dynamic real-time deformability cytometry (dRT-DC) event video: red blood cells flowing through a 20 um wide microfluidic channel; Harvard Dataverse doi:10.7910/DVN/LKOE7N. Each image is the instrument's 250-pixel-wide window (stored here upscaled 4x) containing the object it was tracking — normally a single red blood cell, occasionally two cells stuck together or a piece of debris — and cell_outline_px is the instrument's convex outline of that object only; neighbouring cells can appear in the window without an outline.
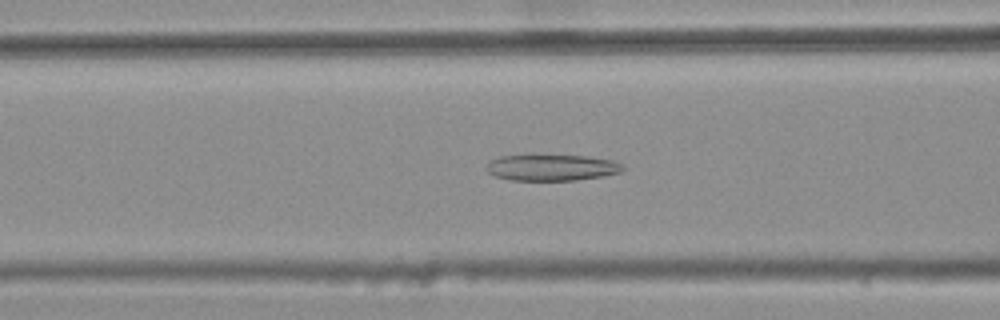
{"species": "common noctule bat (a hibernating species)", "species_latin": "Nyctalus noctula", "temperature_condition": "warm", "stored_images_in_passage": 46, "camera_frame_rate_fps": 3000, "um_per_image_px": 0.085, "animal": {"sex": "female", "body_mass_g": 25.1}, "frame": {"image": 1, "passage_image": 21, "time_ms": 6.667, "image_size_px": [1000, 320], "cell_outline_px": [[624, 168], [620, 172], [600, 176], [576, 180], [512, 180], [496, 176], [488, 172], [488, 160], [500, 156], [584, 156], [612, 160], [620, 164]], "centroid_in_image_um": [46.87, 14.25], "position_along_channel_um": 119.7, "area_um2": 20.29}}
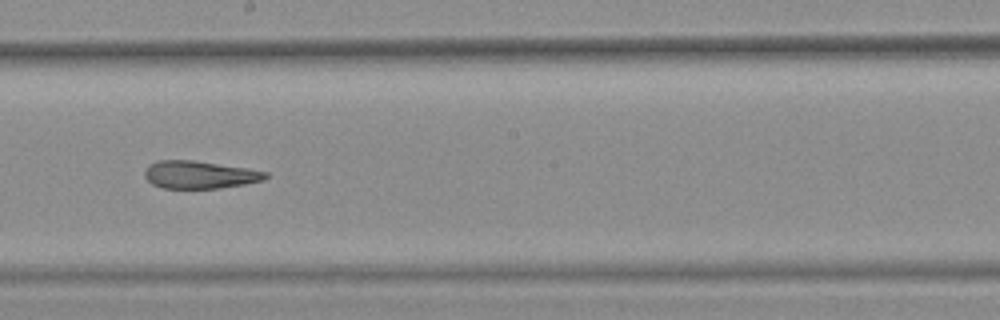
{"frame": {"image": 2, "passage_image": 30, "time_ms": 9.667, "image_size_px": [1000, 320], "cell_outline_px": [[268, 176], [264, 180], [244, 184], [220, 188], [164, 188], [152, 184], [144, 176], [144, 168], [148, 164], [156, 160], [192, 160], [248, 168], [268, 172]], "centroid_in_image_um": [16.94, 14.84], "position_along_channel_um": 231.3, "area_um2": 19.59}}
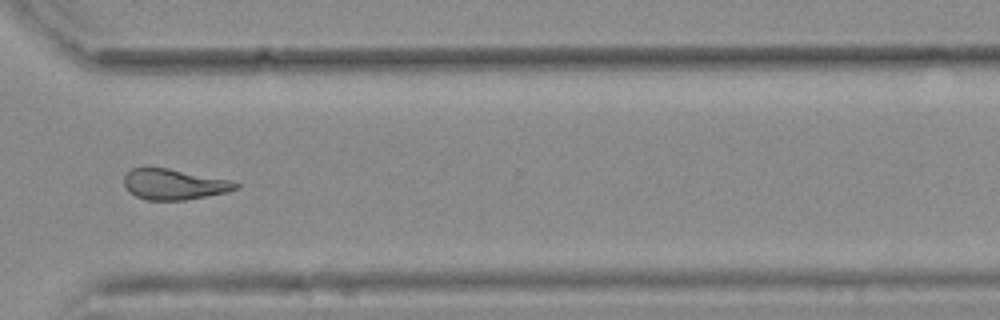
{"frame": {"image": 3, "passage_image": 40, "time_ms": 13.0, "image_size_px": [1000, 320], "cell_outline_px": [[240, 188], [228, 192], [184, 200], [148, 200], [136, 196], [128, 192], [124, 188], [124, 176], [132, 168], [144, 164], [148, 164], [232, 180], [240, 184]], "centroid_in_image_um": [14.75, 15.62], "position_along_channel_um": 355.8, "area_um2": 20.69}, "authors_computed_cell_mechanics": {"area_um2": 21.2126, "velocity_mm_per_s": 3.7235, "shape_relaxation_time_tau1_ms": null, "shape_relaxation_time_tau2_ms": 3.0469, "deformation_change_tau1": null, "deformation_change_tau2": 0.1286}}